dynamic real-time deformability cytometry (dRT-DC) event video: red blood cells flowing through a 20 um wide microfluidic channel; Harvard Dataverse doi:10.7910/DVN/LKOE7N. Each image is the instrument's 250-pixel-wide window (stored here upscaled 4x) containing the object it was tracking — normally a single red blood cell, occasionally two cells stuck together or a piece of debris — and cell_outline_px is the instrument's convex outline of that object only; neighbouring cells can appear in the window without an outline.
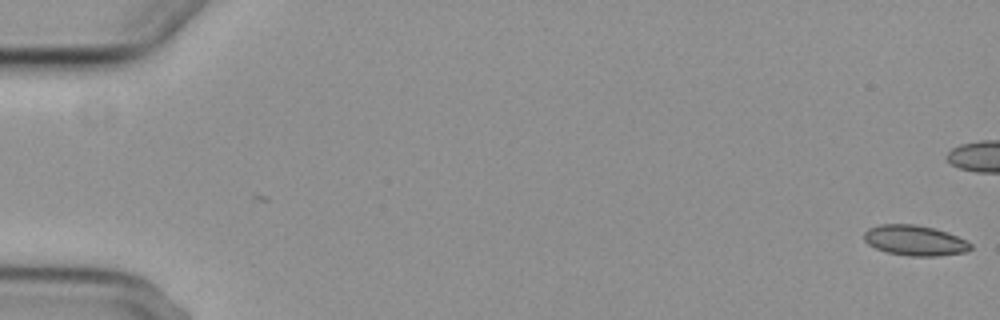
{"species": "common noctule bat (a hibernating species)", "species_latin": "Nyctalus noctula", "temperature_condition": "cold", "stored_images_in_passage": 11, "camera_frame_rate_fps": 3000, "um_per_image_px": 0.085, "animal": {"sex": "female", "body_mass_g": 29.2, "forearm_length_mm": 56.3}, "frame": {"image": 1, "passage_image": 1, "time_ms": 0.0, "image_size_px": [1000, 320], "cell_outline_px": [[972, 248], [968, 252], [936, 256], [908, 256], [888, 252], [876, 248], [868, 244], [864, 240], [864, 232], [868, 228], [880, 224], [916, 224], [936, 228], [948, 232], [972, 244]], "centroid_in_image_um": [77.77, 20.43], "position_along_channel_um": 7.2, "area_um2": 18.96}}
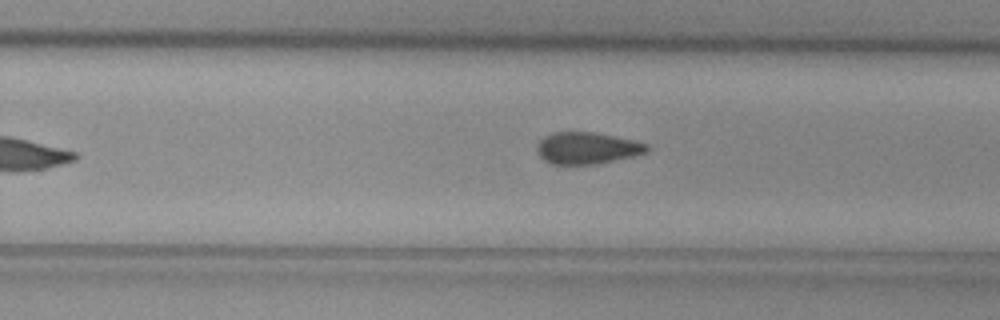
{"frame": {"image": 2, "passage_image": 11, "time_ms": 13.0, "image_size_px": [1000, 320], "cell_outline_px": [[648, 152], [632, 156], [596, 164], [552, 164], [544, 160], [540, 156], [536, 148], [536, 144], [544, 136], [552, 132], [592, 132], [632, 140], [648, 144]], "centroid_in_image_um": [49.86, 12.59], "position_along_channel_um": 279.9, "area_um2": 20.17}}